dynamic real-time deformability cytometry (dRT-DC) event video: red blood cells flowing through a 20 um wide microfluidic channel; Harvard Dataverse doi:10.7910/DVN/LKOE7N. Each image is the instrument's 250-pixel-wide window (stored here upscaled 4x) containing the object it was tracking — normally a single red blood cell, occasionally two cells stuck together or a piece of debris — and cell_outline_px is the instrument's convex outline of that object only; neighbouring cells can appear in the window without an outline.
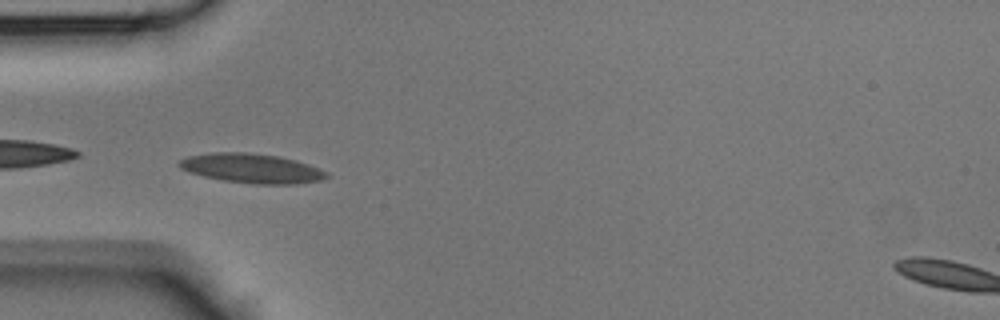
{"species": "Egyptian fruit bat (a non-hibernating species)", "species_latin": "Rousettus aegyptiacus", "temperature_condition": "room temperature", "stored_images_in_passage": 29, "camera_frame_rate_fps": 3000, "um_per_image_px": 0.085, "animal": {"sex": "male"}, "frame": {"image": 1, "passage_image": 5, "time_ms": 1.333, "image_size_px": [1000, 320], "cell_outline_px": [[328, 176], [320, 180], [296, 184], [252, 184], [224, 180], [204, 176], [188, 172], [180, 168], [176, 164], [180, 160], [188, 156], [212, 152], [248, 152], [280, 156], [296, 160], [308, 164], [328, 172]], "centroid_in_image_um": [21.38, 14.3], "position_along_channel_um": 63.6, "area_um2": 25.37}}
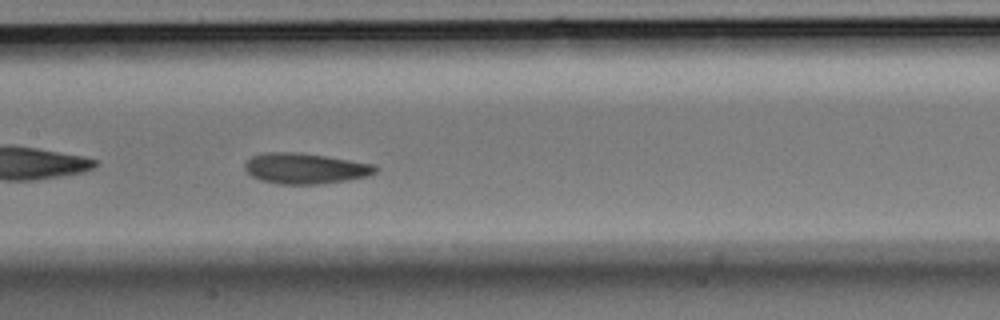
{"frame": {"image": 2, "passage_image": 13, "time_ms": 4.0, "image_size_px": [1000, 320], "cell_outline_px": [[380, 168], [376, 172], [368, 176], [344, 180], [316, 184], [276, 184], [260, 180], [252, 176], [244, 168], [244, 164], [252, 156], [268, 152], [296, 152], [324, 156], [376, 164]], "centroid_in_image_um": [25.95, 14.31], "position_along_channel_um": 181.4, "area_um2": 23.24}}
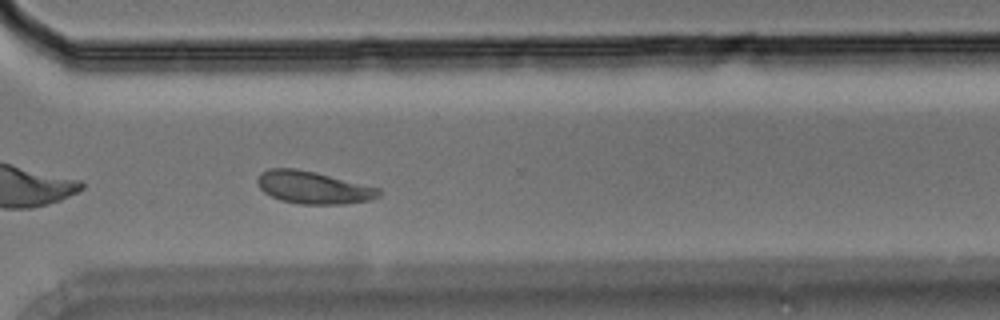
{"frame": {"image": 3, "passage_image": 24, "time_ms": 7.667, "image_size_px": [1000, 320], "cell_outline_px": [[380, 196], [372, 200], [344, 204], [300, 204], [280, 200], [264, 192], [260, 188], [256, 180], [260, 172], [268, 168], [292, 168], [316, 172], [380, 188]], "centroid_in_image_um": [26.62, 15.94], "position_along_channel_um": 344.0, "area_um2": 23.06}}